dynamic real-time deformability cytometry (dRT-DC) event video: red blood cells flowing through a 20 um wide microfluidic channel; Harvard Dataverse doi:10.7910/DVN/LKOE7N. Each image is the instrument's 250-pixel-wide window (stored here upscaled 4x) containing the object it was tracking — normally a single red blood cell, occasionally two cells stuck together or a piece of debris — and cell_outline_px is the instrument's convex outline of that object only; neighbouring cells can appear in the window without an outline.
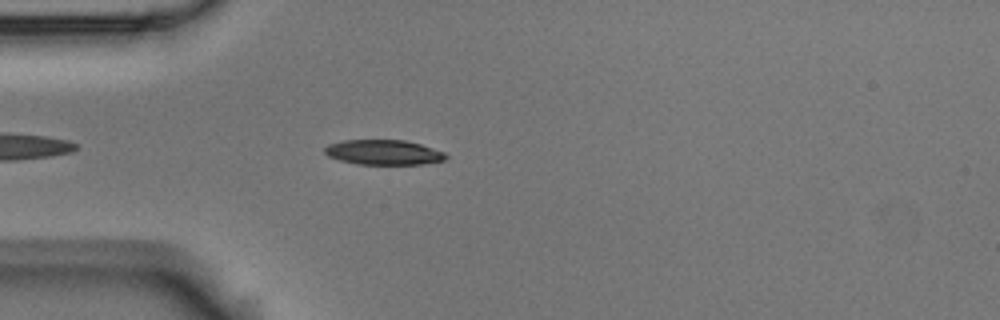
{"species": "Egyptian fruit bat (a non-hibernating species)", "species_latin": "Rousettus aegyptiacus", "temperature_condition": "room temperature", "stored_images_in_passage": 4, "camera_frame_rate_fps": 3000, "um_per_image_px": 0.085, "animal": {"sex": "male"}, "frame": {"image": 1, "passage_image": 4, "time_ms": 1.0, "image_size_px": [1000, 320], "cell_outline_px": [[448, 156], [444, 160], [420, 164], [360, 164], [340, 160], [328, 156], [324, 152], [324, 148], [328, 144], [344, 140], [404, 140], [420, 144], [444, 152]], "centroid_in_image_um": [32.58, 12.94], "position_along_channel_um": 52.4, "area_um2": 17.46}}